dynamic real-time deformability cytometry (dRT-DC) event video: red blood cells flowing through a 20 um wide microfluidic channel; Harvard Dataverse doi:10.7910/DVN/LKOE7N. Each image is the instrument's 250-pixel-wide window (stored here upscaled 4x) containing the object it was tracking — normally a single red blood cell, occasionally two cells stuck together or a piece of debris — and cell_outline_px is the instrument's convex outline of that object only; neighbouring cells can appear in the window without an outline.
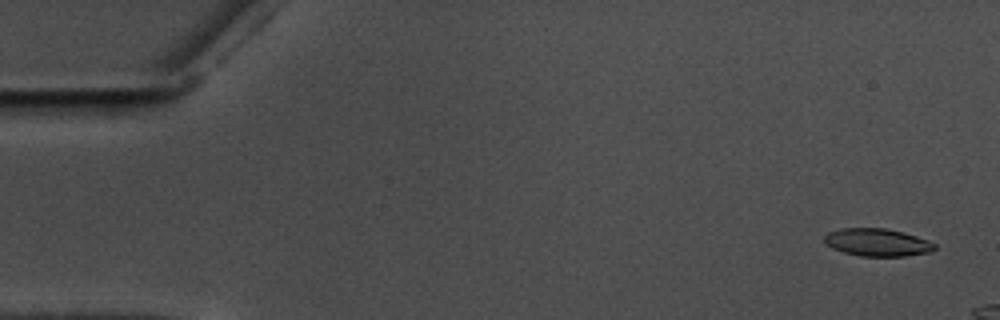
{"species": "common noctule bat (a hibernating species)", "species_latin": "Nyctalus noctula", "temperature_condition": "warm", "stored_images_in_passage": 15, "camera_frame_rate_fps": 3000, "um_per_image_px": 0.085, "animal": {"sex": "male", "body_mass_g": 17.5, "forearm_length_mm": 52.3}, "frame": {"image": 1, "passage_image": 3, "time_ms": 0.667, "image_size_px": [1000, 320], "cell_outline_px": [[936, 248], [932, 252], [904, 256], [860, 256], [844, 252], [832, 248], [824, 244], [824, 236], [828, 232], [840, 228], [884, 228], [904, 232], [928, 240], [936, 244]], "centroid_in_image_um": [74.57, 20.6], "position_along_channel_um": 10.4, "area_um2": 17.92}}